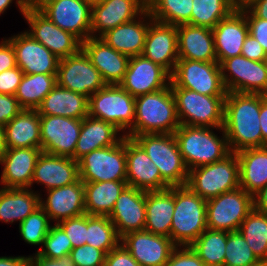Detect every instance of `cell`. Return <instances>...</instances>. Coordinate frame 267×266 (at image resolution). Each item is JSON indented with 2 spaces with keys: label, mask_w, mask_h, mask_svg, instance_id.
Wrapping results in <instances>:
<instances>
[{
  "label": "cell",
  "mask_w": 267,
  "mask_h": 266,
  "mask_svg": "<svg viewBox=\"0 0 267 266\" xmlns=\"http://www.w3.org/2000/svg\"><path fill=\"white\" fill-rule=\"evenodd\" d=\"M220 68L227 92L267 95V68L264 61H252L240 55L225 59Z\"/></svg>",
  "instance_id": "12"
},
{
  "label": "cell",
  "mask_w": 267,
  "mask_h": 266,
  "mask_svg": "<svg viewBox=\"0 0 267 266\" xmlns=\"http://www.w3.org/2000/svg\"><path fill=\"white\" fill-rule=\"evenodd\" d=\"M264 62H265L266 68H267V56H266Z\"/></svg>",
  "instance_id": "67"
},
{
  "label": "cell",
  "mask_w": 267,
  "mask_h": 266,
  "mask_svg": "<svg viewBox=\"0 0 267 266\" xmlns=\"http://www.w3.org/2000/svg\"><path fill=\"white\" fill-rule=\"evenodd\" d=\"M127 181L84 182L85 213L109 216Z\"/></svg>",
  "instance_id": "37"
},
{
  "label": "cell",
  "mask_w": 267,
  "mask_h": 266,
  "mask_svg": "<svg viewBox=\"0 0 267 266\" xmlns=\"http://www.w3.org/2000/svg\"><path fill=\"white\" fill-rule=\"evenodd\" d=\"M45 200L40 197V207L55 224L62 220L85 214L84 182H76L49 189Z\"/></svg>",
  "instance_id": "25"
},
{
  "label": "cell",
  "mask_w": 267,
  "mask_h": 266,
  "mask_svg": "<svg viewBox=\"0 0 267 266\" xmlns=\"http://www.w3.org/2000/svg\"><path fill=\"white\" fill-rule=\"evenodd\" d=\"M165 266H206L191 246H176Z\"/></svg>",
  "instance_id": "49"
},
{
  "label": "cell",
  "mask_w": 267,
  "mask_h": 266,
  "mask_svg": "<svg viewBox=\"0 0 267 266\" xmlns=\"http://www.w3.org/2000/svg\"><path fill=\"white\" fill-rule=\"evenodd\" d=\"M237 4H239L242 0H234Z\"/></svg>",
  "instance_id": "68"
},
{
  "label": "cell",
  "mask_w": 267,
  "mask_h": 266,
  "mask_svg": "<svg viewBox=\"0 0 267 266\" xmlns=\"http://www.w3.org/2000/svg\"><path fill=\"white\" fill-rule=\"evenodd\" d=\"M236 154L240 188L254 195L267 185V146L244 149Z\"/></svg>",
  "instance_id": "36"
},
{
  "label": "cell",
  "mask_w": 267,
  "mask_h": 266,
  "mask_svg": "<svg viewBox=\"0 0 267 266\" xmlns=\"http://www.w3.org/2000/svg\"><path fill=\"white\" fill-rule=\"evenodd\" d=\"M214 129L223 132L222 136H217ZM174 136L188 171L223 160L231 153L223 127L180 125Z\"/></svg>",
  "instance_id": "3"
},
{
  "label": "cell",
  "mask_w": 267,
  "mask_h": 266,
  "mask_svg": "<svg viewBox=\"0 0 267 266\" xmlns=\"http://www.w3.org/2000/svg\"><path fill=\"white\" fill-rule=\"evenodd\" d=\"M223 129L230 152L262 147L260 94L227 92Z\"/></svg>",
  "instance_id": "1"
},
{
  "label": "cell",
  "mask_w": 267,
  "mask_h": 266,
  "mask_svg": "<svg viewBox=\"0 0 267 266\" xmlns=\"http://www.w3.org/2000/svg\"><path fill=\"white\" fill-rule=\"evenodd\" d=\"M104 266H141L120 243L106 254Z\"/></svg>",
  "instance_id": "53"
},
{
  "label": "cell",
  "mask_w": 267,
  "mask_h": 266,
  "mask_svg": "<svg viewBox=\"0 0 267 266\" xmlns=\"http://www.w3.org/2000/svg\"><path fill=\"white\" fill-rule=\"evenodd\" d=\"M79 179L78 161L71 157L42 152L37 159L31 187L44 185L46 191L70 185Z\"/></svg>",
  "instance_id": "27"
},
{
  "label": "cell",
  "mask_w": 267,
  "mask_h": 266,
  "mask_svg": "<svg viewBox=\"0 0 267 266\" xmlns=\"http://www.w3.org/2000/svg\"><path fill=\"white\" fill-rule=\"evenodd\" d=\"M17 66L16 55L12 44L3 39L0 42V73Z\"/></svg>",
  "instance_id": "55"
},
{
  "label": "cell",
  "mask_w": 267,
  "mask_h": 266,
  "mask_svg": "<svg viewBox=\"0 0 267 266\" xmlns=\"http://www.w3.org/2000/svg\"><path fill=\"white\" fill-rule=\"evenodd\" d=\"M50 222L48 215L39 207L19 224V233L27 244L40 246L52 226Z\"/></svg>",
  "instance_id": "45"
},
{
  "label": "cell",
  "mask_w": 267,
  "mask_h": 266,
  "mask_svg": "<svg viewBox=\"0 0 267 266\" xmlns=\"http://www.w3.org/2000/svg\"><path fill=\"white\" fill-rule=\"evenodd\" d=\"M23 18L30 28L25 32L59 59L74 55L82 49V41L78 37L56 26L39 9H26Z\"/></svg>",
  "instance_id": "13"
},
{
  "label": "cell",
  "mask_w": 267,
  "mask_h": 266,
  "mask_svg": "<svg viewBox=\"0 0 267 266\" xmlns=\"http://www.w3.org/2000/svg\"><path fill=\"white\" fill-rule=\"evenodd\" d=\"M41 196L32 188H0V221L20 224L40 207Z\"/></svg>",
  "instance_id": "35"
},
{
  "label": "cell",
  "mask_w": 267,
  "mask_h": 266,
  "mask_svg": "<svg viewBox=\"0 0 267 266\" xmlns=\"http://www.w3.org/2000/svg\"><path fill=\"white\" fill-rule=\"evenodd\" d=\"M66 233L73 248L86 244L87 239V214L71 217L57 223Z\"/></svg>",
  "instance_id": "47"
},
{
  "label": "cell",
  "mask_w": 267,
  "mask_h": 266,
  "mask_svg": "<svg viewBox=\"0 0 267 266\" xmlns=\"http://www.w3.org/2000/svg\"><path fill=\"white\" fill-rule=\"evenodd\" d=\"M146 9L147 0H105L96 4L92 6L91 36L101 37L107 31L139 17Z\"/></svg>",
  "instance_id": "21"
},
{
  "label": "cell",
  "mask_w": 267,
  "mask_h": 266,
  "mask_svg": "<svg viewBox=\"0 0 267 266\" xmlns=\"http://www.w3.org/2000/svg\"><path fill=\"white\" fill-rule=\"evenodd\" d=\"M22 109L15 95L0 94V125L5 126Z\"/></svg>",
  "instance_id": "52"
},
{
  "label": "cell",
  "mask_w": 267,
  "mask_h": 266,
  "mask_svg": "<svg viewBox=\"0 0 267 266\" xmlns=\"http://www.w3.org/2000/svg\"><path fill=\"white\" fill-rule=\"evenodd\" d=\"M259 261L240 231L227 232L224 266H250Z\"/></svg>",
  "instance_id": "44"
},
{
  "label": "cell",
  "mask_w": 267,
  "mask_h": 266,
  "mask_svg": "<svg viewBox=\"0 0 267 266\" xmlns=\"http://www.w3.org/2000/svg\"><path fill=\"white\" fill-rule=\"evenodd\" d=\"M0 266H28V257L27 256H1L0 257Z\"/></svg>",
  "instance_id": "60"
},
{
  "label": "cell",
  "mask_w": 267,
  "mask_h": 266,
  "mask_svg": "<svg viewBox=\"0 0 267 266\" xmlns=\"http://www.w3.org/2000/svg\"><path fill=\"white\" fill-rule=\"evenodd\" d=\"M253 209V195L242 188L222 193L207 200V229L237 231Z\"/></svg>",
  "instance_id": "11"
},
{
  "label": "cell",
  "mask_w": 267,
  "mask_h": 266,
  "mask_svg": "<svg viewBox=\"0 0 267 266\" xmlns=\"http://www.w3.org/2000/svg\"><path fill=\"white\" fill-rule=\"evenodd\" d=\"M6 151L5 145V128L0 125V161Z\"/></svg>",
  "instance_id": "63"
},
{
  "label": "cell",
  "mask_w": 267,
  "mask_h": 266,
  "mask_svg": "<svg viewBox=\"0 0 267 266\" xmlns=\"http://www.w3.org/2000/svg\"><path fill=\"white\" fill-rule=\"evenodd\" d=\"M142 55L171 74L179 59L177 26L153 20L149 25Z\"/></svg>",
  "instance_id": "24"
},
{
  "label": "cell",
  "mask_w": 267,
  "mask_h": 266,
  "mask_svg": "<svg viewBox=\"0 0 267 266\" xmlns=\"http://www.w3.org/2000/svg\"><path fill=\"white\" fill-rule=\"evenodd\" d=\"M193 0H147L153 20L174 26L191 24Z\"/></svg>",
  "instance_id": "39"
},
{
  "label": "cell",
  "mask_w": 267,
  "mask_h": 266,
  "mask_svg": "<svg viewBox=\"0 0 267 266\" xmlns=\"http://www.w3.org/2000/svg\"><path fill=\"white\" fill-rule=\"evenodd\" d=\"M241 55L252 61H264L267 56L261 44L250 34L245 38Z\"/></svg>",
  "instance_id": "54"
},
{
  "label": "cell",
  "mask_w": 267,
  "mask_h": 266,
  "mask_svg": "<svg viewBox=\"0 0 267 266\" xmlns=\"http://www.w3.org/2000/svg\"><path fill=\"white\" fill-rule=\"evenodd\" d=\"M217 62L240 56L249 28L245 14L237 7L213 29Z\"/></svg>",
  "instance_id": "28"
},
{
  "label": "cell",
  "mask_w": 267,
  "mask_h": 266,
  "mask_svg": "<svg viewBox=\"0 0 267 266\" xmlns=\"http://www.w3.org/2000/svg\"><path fill=\"white\" fill-rule=\"evenodd\" d=\"M28 266H74V263L70 256L47 259L35 253L33 256H28Z\"/></svg>",
  "instance_id": "56"
},
{
  "label": "cell",
  "mask_w": 267,
  "mask_h": 266,
  "mask_svg": "<svg viewBox=\"0 0 267 266\" xmlns=\"http://www.w3.org/2000/svg\"><path fill=\"white\" fill-rule=\"evenodd\" d=\"M51 0H23L25 9H40Z\"/></svg>",
  "instance_id": "62"
},
{
  "label": "cell",
  "mask_w": 267,
  "mask_h": 266,
  "mask_svg": "<svg viewBox=\"0 0 267 266\" xmlns=\"http://www.w3.org/2000/svg\"><path fill=\"white\" fill-rule=\"evenodd\" d=\"M244 6L256 18L267 20V0H249Z\"/></svg>",
  "instance_id": "58"
},
{
  "label": "cell",
  "mask_w": 267,
  "mask_h": 266,
  "mask_svg": "<svg viewBox=\"0 0 267 266\" xmlns=\"http://www.w3.org/2000/svg\"><path fill=\"white\" fill-rule=\"evenodd\" d=\"M227 231L206 229L190 246L206 266H224Z\"/></svg>",
  "instance_id": "41"
},
{
  "label": "cell",
  "mask_w": 267,
  "mask_h": 266,
  "mask_svg": "<svg viewBox=\"0 0 267 266\" xmlns=\"http://www.w3.org/2000/svg\"><path fill=\"white\" fill-rule=\"evenodd\" d=\"M186 185L206 201L239 188L237 154L231 152L223 160L189 170Z\"/></svg>",
  "instance_id": "5"
},
{
  "label": "cell",
  "mask_w": 267,
  "mask_h": 266,
  "mask_svg": "<svg viewBox=\"0 0 267 266\" xmlns=\"http://www.w3.org/2000/svg\"><path fill=\"white\" fill-rule=\"evenodd\" d=\"M133 139L145 150L158 167L161 178L171 186H184L188 169L173 134H141Z\"/></svg>",
  "instance_id": "6"
},
{
  "label": "cell",
  "mask_w": 267,
  "mask_h": 266,
  "mask_svg": "<svg viewBox=\"0 0 267 266\" xmlns=\"http://www.w3.org/2000/svg\"><path fill=\"white\" fill-rule=\"evenodd\" d=\"M78 169L83 182L126 181V136L116 145L85 154Z\"/></svg>",
  "instance_id": "10"
},
{
  "label": "cell",
  "mask_w": 267,
  "mask_h": 266,
  "mask_svg": "<svg viewBox=\"0 0 267 266\" xmlns=\"http://www.w3.org/2000/svg\"><path fill=\"white\" fill-rule=\"evenodd\" d=\"M81 126L82 119L40 115L42 152L74 159Z\"/></svg>",
  "instance_id": "15"
},
{
  "label": "cell",
  "mask_w": 267,
  "mask_h": 266,
  "mask_svg": "<svg viewBox=\"0 0 267 266\" xmlns=\"http://www.w3.org/2000/svg\"><path fill=\"white\" fill-rule=\"evenodd\" d=\"M82 50L106 85H119L122 82L131 57L116 51L100 37L91 36L83 41Z\"/></svg>",
  "instance_id": "23"
},
{
  "label": "cell",
  "mask_w": 267,
  "mask_h": 266,
  "mask_svg": "<svg viewBox=\"0 0 267 266\" xmlns=\"http://www.w3.org/2000/svg\"><path fill=\"white\" fill-rule=\"evenodd\" d=\"M57 85V74H24L15 97L23 109H37Z\"/></svg>",
  "instance_id": "38"
},
{
  "label": "cell",
  "mask_w": 267,
  "mask_h": 266,
  "mask_svg": "<svg viewBox=\"0 0 267 266\" xmlns=\"http://www.w3.org/2000/svg\"><path fill=\"white\" fill-rule=\"evenodd\" d=\"M171 86L135 98L133 128L126 137L173 134L180 126Z\"/></svg>",
  "instance_id": "2"
},
{
  "label": "cell",
  "mask_w": 267,
  "mask_h": 266,
  "mask_svg": "<svg viewBox=\"0 0 267 266\" xmlns=\"http://www.w3.org/2000/svg\"><path fill=\"white\" fill-rule=\"evenodd\" d=\"M126 181L139 190L160 191L170 186L161 178L158 167L145 150L133 139L126 137Z\"/></svg>",
  "instance_id": "19"
},
{
  "label": "cell",
  "mask_w": 267,
  "mask_h": 266,
  "mask_svg": "<svg viewBox=\"0 0 267 266\" xmlns=\"http://www.w3.org/2000/svg\"><path fill=\"white\" fill-rule=\"evenodd\" d=\"M86 2H88L91 6H94L96 4L102 3L105 0H85Z\"/></svg>",
  "instance_id": "64"
},
{
  "label": "cell",
  "mask_w": 267,
  "mask_h": 266,
  "mask_svg": "<svg viewBox=\"0 0 267 266\" xmlns=\"http://www.w3.org/2000/svg\"><path fill=\"white\" fill-rule=\"evenodd\" d=\"M254 209L267 214V185L253 195Z\"/></svg>",
  "instance_id": "59"
},
{
  "label": "cell",
  "mask_w": 267,
  "mask_h": 266,
  "mask_svg": "<svg viewBox=\"0 0 267 266\" xmlns=\"http://www.w3.org/2000/svg\"><path fill=\"white\" fill-rule=\"evenodd\" d=\"M152 21L153 18L146 9L139 17L107 31L100 38L116 51L129 57L142 55Z\"/></svg>",
  "instance_id": "29"
},
{
  "label": "cell",
  "mask_w": 267,
  "mask_h": 266,
  "mask_svg": "<svg viewBox=\"0 0 267 266\" xmlns=\"http://www.w3.org/2000/svg\"><path fill=\"white\" fill-rule=\"evenodd\" d=\"M249 0H242L238 5H245Z\"/></svg>",
  "instance_id": "66"
},
{
  "label": "cell",
  "mask_w": 267,
  "mask_h": 266,
  "mask_svg": "<svg viewBox=\"0 0 267 266\" xmlns=\"http://www.w3.org/2000/svg\"><path fill=\"white\" fill-rule=\"evenodd\" d=\"M120 132L113 124L104 120L89 115L84 117L75 147L74 160L78 161L93 150L118 144L125 137Z\"/></svg>",
  "instance_id": "31"
},
{
  "label": "cell",
  "mask_w": 267,
  "mask_h": 266,
  "mask_svg": "<svg viewBox=\"0 0 267 266\" xmlns=\"http://www.w3.org/2000/svg\"><path fill=\"white\" fill-rule=\"evenodd\" d=\"M181 125L223 127L225 96H208L185 88H171Z\"/></svg>",
  "instance_id": "7"
},
{
  "label": "cell",
  "mask_w": 267,
  "mask_h": 266,
  "mask_svg": "<svg viewBox=\"0 0 267 266\" xmlns=\"http://www.w3.org/2000/svg\"><path fill=\"white\" fill-rule=\"evenodd\" d=\"M120 243L141 266H165L176 247L171 238L145 230L126 234Z\"/></svg>",
  "instance_id": "20"
},
{
  "label": "cell",
  "mask_w": 267,
  "mask_h": 266,
  "mask_svg": "<svg viewBox=\"0 0 267 266\" xmlns=\"http://www.w3.org/2000/svg\"><path fill=\"white\" fill-rule=\"evenodd\" d=\"M121 242L116 227L108 216L87 214V239L89 244L96 249L103 250L108 254Z\"/></svg>",
  "instance_id": "43"
},
{
  "label": "cell",
  "mask_w": 267,
  "mask_h": 266,
  "mask_svg": "<svg viewBox=\"0 0 267 266\" xmlns=\"http://www.w3.org/2000/svg\"><path fill=\"white\" fill-rule=\"evenodd\" d=\"M260 127L262 147L267 146V95L260 94Z\"/></svg>",
  "instance_id": "57"
},
{
  "label": "cell",
  "mask_w": 267,
  "mask_h": 266,
  "mask_svg": "<svg viewBox=\"0 0 267 266\" xmlns=\"http://www.w3.org/2000/svg\"><path fill=\"white\" fill-rule=\"evenodd\" d=\"M41 148L6 149L1 158L2 172L0 185L2 188H31V180Z\"/></svg>",
  "instance_id": "26"
},
{
  "label": "cell",
  "mask_w": 267,
  "mask_h": 266,
  "mask_svg": "<svg viewBox=\"0 0 267 266\" xmlns=\"http://www.w3.org/2000/svg\"><path fill=\"white\" fill-rule=\"evenodd\" d=\"M246 16L249 34L263 47L267 54V20L256 18L244 5L237 6Z\"/></svg>",
  "instance_id": "50"
},
{
  "label": "cell",
  "mask_w": 267,
  "mask_h": 266,
  "mask_svg": "<svg viewBox=\"0 0 267 266\" xmlns=\"http://www.w3.org/2000/svg\"><path fill=\"white\" fill-rule=\"evenodd\" d=\"M192 2L191 25L211 29L238 6L234 0H193Z\"/></svg>",
  "instance_id": "42"
},
{
  "label": "cell",
  "mask_w": 267,
  "mask_h": 266,
  "mask_svg": "<svg viewBox=\"0 0 267 266\" xmlns=\"http://www.w3.org/2000/svg\"><path fill=\"white\" fill-rule=\"evenodd\" d=\"M170 73L143 55L132 56L119 84L134 98L164 89L170 85Z\"/></svg>",
  "instance_id": "17"
},
{
  "label": "cell",
  "mask_w": 267,
  "mask_h": 266,
  "mask_svg": "<svg viewBox=\"0 0 267 266\" xmlns=\"http://www.w3.org/2000/svg\"><path fill=\"white\" fill-rule=\"evenodd\" d=\"M7 40L12 44L17 66L24 74H57L60 59L28 33L20 32Z\"/></svg>",
  "instance_id": "18"
},
{
  "label": "cell",
  "mask_w": 267,
  "mask_h": 266,
  "mask_svg": "<svg viewBox=\"0 0 267 266\" xmlns=\"http://www.w3.org/2000/svg\"><path fill=\"white\" fill-rule=\"evenodd\" d=\"M146 192L127 186L116 199L108 216L116 227L119 237L128 233L143 231L146 219Z\"/></svg>",
  "instance_id": "22"
},
{
  "label": "cell",
  "mask_w": 267,
  "mask_h": 266,
  "mask_svg": "<svg viewBox=\"0 0 267 266\" xmlns=\"http://www.w3.org/2000/svg\"><path fill=\"white\" fill-rule=\"evenodd\" d=\"M23 75V71L18 66L1 72L0 94L15 95Z\"/></svg>",
  "instance_id": "51"
},
{
  "label": "cell",
  "mask_w": 267,
  "mask_h": 266,
  "mask_svg": "<svg viewBox=\"0 0 267 266\" xmlns=\"http://www.w3.org/2000/svg\"><path fill=\"white\" fill-rule=\"evenodd\" d=\"M4 128L6 149L41 148L40 115L37 109H22Z\"/></svg>",
  "instance_id": "33"
},
{
  "label": "cell",
  "mask_w": 267,
  "mask_h": 266,
  "mask_svg": "<svg viewBox=\"0 0 267 266\" xmlns=\"http://www.w3.org/2000/svg\"><path fill=\"white\" fill-rule=\"evenodd\" d=\"M207 201L187 185L174 186L170 238L176 246H190L207 229Z\"/></svg>",
  "instance_id": "4"
},
{
  "label": "cell",
  "mask_w": 267,
  "mask_h": 266,
  "mask_svg": "<svg viewBox=\"0 0 267 266\" xmlns=\"http://www.w3.org/2000/svg\"><path fill=\"white\" fill-rule=\"evenodd\" d=\"M178 57L201 62H217L211 28L182 24L177 26Z\"/></svg>",
  "instance_id": "30"
},
{
  "label": "cell",
  "mask_w": 267,
  "mask_h": 266,
  "mask_svg": "<svg viewBox=\"0 0 267 266\" xmlns=\"http://www.w3.org/2000/svg\"><path fill=\"white\" fill-rule=\"evenodd\" d=\"M57 84L88 98L106 85L82 49L74 55L60 59Z\"/></svg>",
  "instance_id": "14"
},
{
  "label": "cell",
  "mask_w": 267,
  "mask_h": 266,
  "mask_svg": "<svg viewBox=\"0 0 267 266\" xmlns=\"http://www.w3.org/2000/svg\"><path fill=\"white\" fill-rule=\"evenodd\" d=\"M69 256L74 266H104L106 253L103 250L85 244L73 248Z\"/></svg>",
  "instance_id": "48"
},
{
  "label": "cell",
  "mask_w": 267,
  "mask_h": 266,
  "mask_svg": "<svg viewBox=\"0 0 267 266\" xmlns=\"http://www.w3.org/2000/svg\"><path fill=\"white\" fill-rule=\"evenodd\" d=\"M13 1L15 0H0V16L4 12H6V9H8L12 5ZM15 4L19 8V12H21V14L24 15L26 9L23 0H16Z\"/></svg>",
  "instance_id": "61"
},
{
  "label": "cell",
  "mask_w": 267,
  "mask_h": 266,
  "mask_svg": "<svg viewBox=\"0 0 267 266\" xmlns=\"http://www.w3.org/2000/svg\"><path fill=\"white\" fill-rule=\"evenodd\" d=\"M171 88H185L208 96H226L218 62L178 59L170 74Z\"/></svg>",
  "instance_id": "9"
},
{
  "label": "cell",
  "mask_w": 267,
  "mask_h": 266,
  "mask_svg": "<svg viewBox=\"0 0 267 266\" xmlns=\"http://www.w3.org/2000/svg\"><path fill=\"white\" fill-rule=\"evenodd\" d=\"M89 98L58 84L45 96L37 108L39 115L83 119L88 116Z\"/></svg>",
  "instance_id": "34"
},
{
  "label": "cell",
  "mask_w": 267,
  "mask_h": 266,
  "mask_svg": "<svg viewBox=\"0 0 267 266\" xmlns=\"http://www.w3.org/2000/svg\"><path fill=\"white\" fill-rule=\"evenodd\" d=\"M252 252L260 261H267V214L253 209L239 227Z\"/></svg>",
  "instance_id": "40"
},
{
  "label": "cell",
  "mask_w": 267,
  "mask_h": 266,
  "mask_svg": "<svg viewBox=\"0 0 267 266\" xmlns=\"http://www.w3.org/2000/svg\"><path fill=\"white\" fill-rule=\"evenodd\" d=\"M53 225L43 241L44 248H39L36 253L47 259L69 256L73 249L70 239L58 224Z\"/></svg>",
  "instance_id": "46"
},
{
  "label": "cell",
  "mask_w": 267,
  "mask_h": 266,
  "mask_svg": "<svg viewBox=\"0 0 267 266\" xmlns=\"http://www.w3.org/2000/svg\"><path fill=\"white\" fill-rule=\"evenodd\" d=\"M250 266H267V261H259L256 264Z\"/></svg>",
  "instance_id": "65"
},
{
  "label": "cell",
  "mask_w": 267,
  "mask_h": 266,
  "mask_svg": "<svg viewBox=\"0 0 267 266\" xmlns=\"http://www.w3.org/2000/svg\"><path fill=\"white\" fill-rule=\"evenodd\" d=\"M144 230L170 238L174 212V186L160 191L146 192Z\"/></svg>",
  "instance_id": "32"
},
{
  "label": "cell",
  "mask_w": 267,
  "mask_h": 266,
  "mask_svg": "<svg viewBox=\"0 0 267 266\" xmlns=\"http://www.w3.org/2000/svg\"><path fill=\"white\" fill-rule=\"evenodd\" d=\"M88 115L113 124L126 136L133 128L135 98L120 85H105L89 97Z\"/></svg>",
  "instance_id": "8"
},
{
  "label": "cell",
  "mask_w": 267,
  "mask_h": 266,
  "mask_svg": "<svg viewBox=\"0 0 267 266\" xmlns=\"http://www.w3.org/2000/svg\"><path fill=\"white\" fill-rule=\"evenodd\" d=\"M39 10L82 42L91 37L92 6L85 0H51Z\"/></svg>",
  "instance_id": "16"
}]
</instances>
